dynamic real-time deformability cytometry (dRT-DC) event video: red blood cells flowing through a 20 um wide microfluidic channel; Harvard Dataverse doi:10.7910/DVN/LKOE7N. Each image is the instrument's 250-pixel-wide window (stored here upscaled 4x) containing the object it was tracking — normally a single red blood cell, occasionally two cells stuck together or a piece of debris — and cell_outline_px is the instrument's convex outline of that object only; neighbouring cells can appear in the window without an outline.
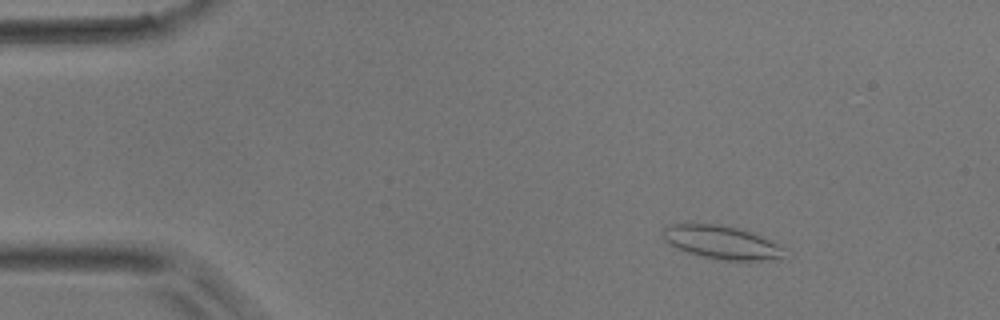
{"species": "common noctule bat (a hibernating species)", "species_latin": "Nyctalus noctula", "temperature_condition": "room temperature", "stored_images_in_passage": 50, "camera_frame_rate_fps": 3000, "um_per_image_px": 0.085, "animal": {"sex": "male", "body_mass_g": 17.9}, "frame": {"image": 1, "passage_image": 7, "time_ms": 2.0, "image_size_px": [1000, 320], "cell_outline_px": [[780, 256], [772, 260], [724, 260], [704, 256], [688, 252], [668, 244], [664, 240], [660, 232], [668, 224], [716, 224], [736, 228], [760, 236], [776, 244], [780, 248]], "centroid_in_image_um": [61.19, 20.58], "position_along_channel_um": 23.8, "area_um2": 22.77}}
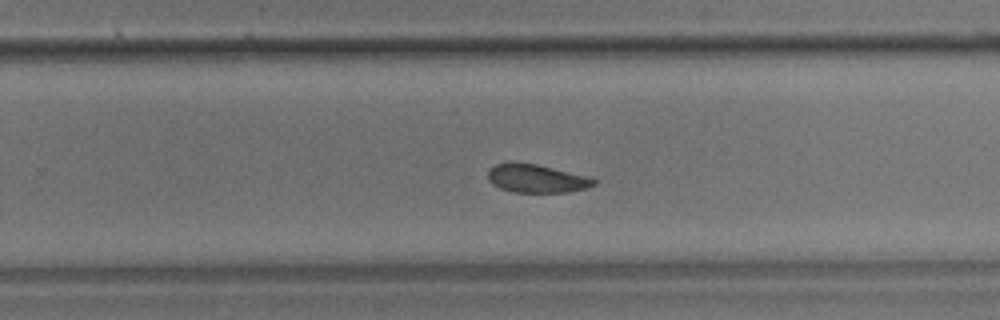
{"frame": {"image": 2, "passage_image": 32, "time_ms": 10.333, "image_size_px": [1000, 320], "cell_outline_px": [[596, 184], [584, 188], [568, 192], [512, 192], [500, 188], [492, 184], [488, 180], [488, 168], [496, 164], [508, 160], [512, 160], [536, 164], [592, 176], [596, 180]], "centroid_in_image_um": [45.57, 15.14], "position_along_channel_um": 284.2, "area_um2": 17.98}}
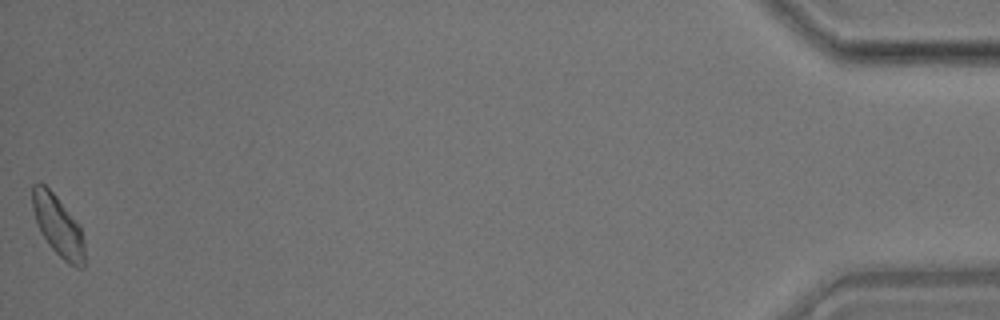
{"frame": {"image": 3, "passage_image": 50, "time_ms": 16.333, "image_size_px": [1000, 320], "cell_outline_px": [[84, 268], [76, 268], [68, 264], [48, 244], [40, 232], [32, 208], [32, 184], [40, 180], [56, 196], [80, 224], [84, 240]], "centroid_in_image_um": [4.94, 19.18], "position_along_channel_um": 430.3, "area_um2": 18.67}}